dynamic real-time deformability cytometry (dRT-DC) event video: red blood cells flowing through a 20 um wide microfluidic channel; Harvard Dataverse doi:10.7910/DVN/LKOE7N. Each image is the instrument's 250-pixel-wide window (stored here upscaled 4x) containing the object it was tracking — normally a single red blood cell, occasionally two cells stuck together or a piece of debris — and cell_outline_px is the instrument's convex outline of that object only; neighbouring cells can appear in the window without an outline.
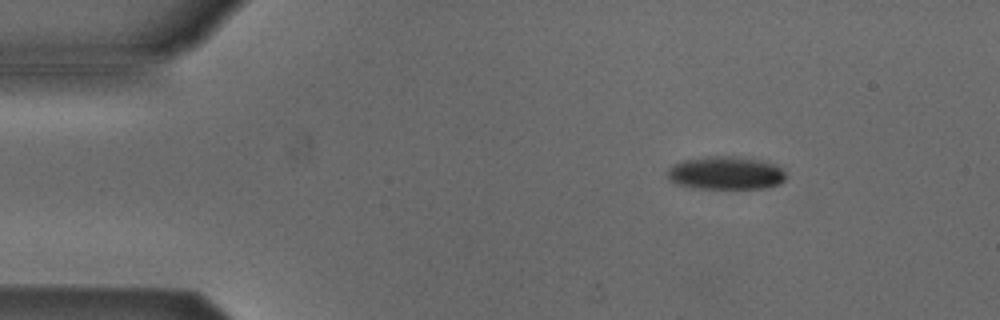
{"species": "Egyptian fruit bat (a non-hibernating species)", "species_latin": "Rousettus aegyptiacus", "temperature_condition": "cold", "stored_images_in_passage": 4, "camera_frame_rate_fps": 3000, "um_per_image_px": 0.085, "animal": {"sex": "male"}, "frame": {"image": 1, "passage_image": 2, "time_ms": 1.333, "image_size_px": [1000, 320], "cell_outline_px": [[784, 180], [780, 184], [768, 188], [692, 188], [676, 184], [668, 180], [664, 176], [668, 168], [672, 164], [684, 160], [708, 156], [740, 156], [764, 160], [776, 164], [784, 168]], "centroid_in_image_um": [61.67, 14.7], "position_along_channel_um": 23.3, "area_um2": 23.47}}